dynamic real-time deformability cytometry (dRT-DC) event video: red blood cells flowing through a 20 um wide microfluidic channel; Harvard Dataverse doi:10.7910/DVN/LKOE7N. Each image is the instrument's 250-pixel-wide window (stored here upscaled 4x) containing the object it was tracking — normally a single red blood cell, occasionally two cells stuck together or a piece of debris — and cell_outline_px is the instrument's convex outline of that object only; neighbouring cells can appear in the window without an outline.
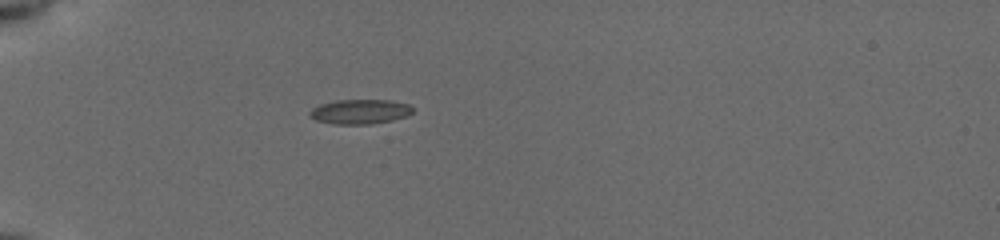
{"species": "common noctule bat (a hibernating species)", "species_latin": "Nyctalus noctula", "temperature_condition": "cold", "stored_images_in_passage": 37, "camera_frame_rate_fps": 3000, "um_per_image_px": 0.085, "animal": {"sex": "female", "body_mass_g": 19.5, "forearm_length_mm": 54.1}, "frame": {"image": 1, "passage_image": 1, "time_ms": 0.0, "image_size_px": [1000, 240], "cell_outline_px": [[412, 112], [408, 116], [392, 120], [372, 124], [332, 124], [316, 120], [308, 116], [308, 112], [312, 108], [320, 104], [336, 100], [388, 100], [408, 104], [412, 108]], "centroid_in_image_um": [30.56, 9.49], "position_along_channel_um": 54.4, "area_um2": 14.85}}
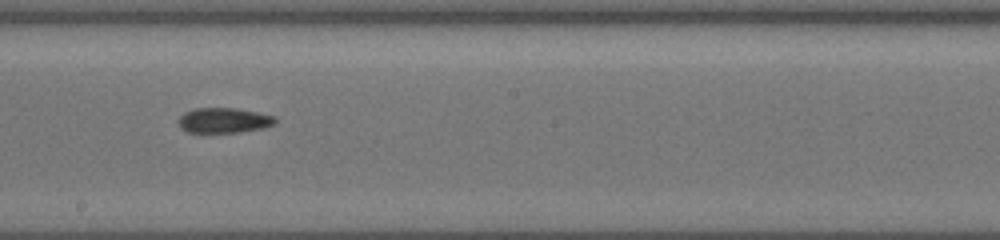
{"frame": {"image": 2, "passage_image": 16, "time_ms": 5.0, "image_size_px": [1000, 240], "cell_outline_px": [[276, 120], [272, 124], [264, 128], [240, 132], [188, 132], [180, 128], [180, 116], [184, 112], [196, 108], [232, 108], [256, 112], [276, 116]], "centroid_in_image_um": [19.03, 10.23], "position_along_channel_um": 229.2, "area_um2": 13.99}}
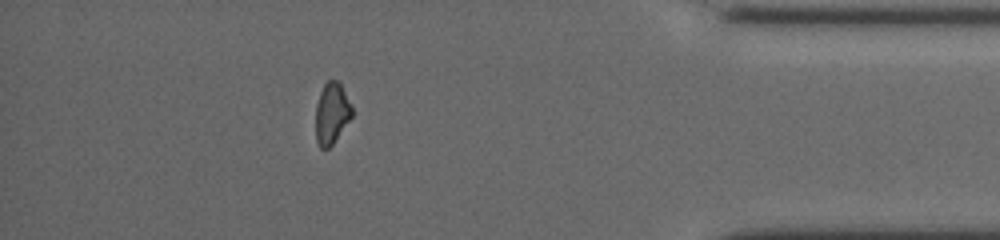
{"frame": {"image": 3, "passage_image": 32, "time_ms": 10.333, "image_size_px": [1000, 240], "cell_outline_px": [[352, 116], [332, 144], [328, 148], [320, 148], [316, 140], [316, 104], [320, 92], [324, 84], [328, 80], [336, 80], [340, 84], [352, 108]], "centroid_in_image_um": [28.17, 9.63], "position_along_channel_um": 407.0, "area_um2": 12.66}, "authors_computed_cell_mechanics": {"area_um2": 13.8142, "velocity_mm_per_s": 3.9264, "shape_relaxation_time_tau1_ms": null, "shape_relaxation_time_tau2_ms": 7.2428, "deformation_change_tau1": null, "deformation_change_tau2": 0.152}}